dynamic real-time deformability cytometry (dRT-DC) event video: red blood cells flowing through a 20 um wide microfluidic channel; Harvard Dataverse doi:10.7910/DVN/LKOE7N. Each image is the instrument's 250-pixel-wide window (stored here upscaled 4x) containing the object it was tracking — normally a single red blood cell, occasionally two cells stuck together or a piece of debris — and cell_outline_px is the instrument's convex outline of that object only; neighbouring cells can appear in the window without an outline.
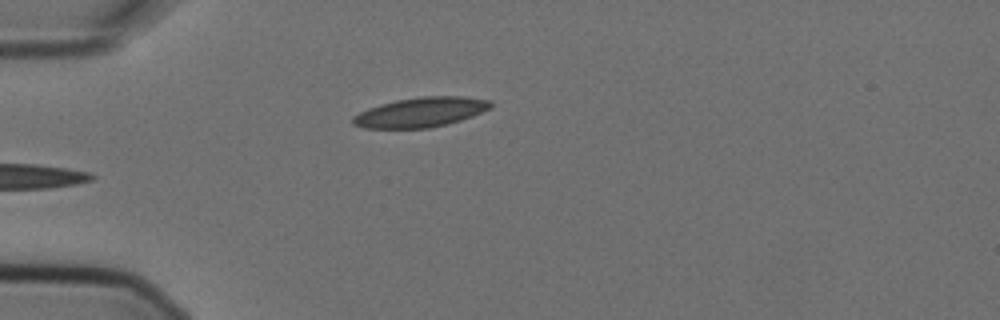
{"species": "Egyptian fruit bat (a non-hibernating species)", "species_latin": "Rousettus aegyptiacus", "temperature_condition": "cold", "stored_images_in_passage": 5, "camera_frame_rate_fps": 3000, "um_per_image_px": 0.085, "animal": {"sex": "female"}, "frame": {"image": 1, "passage_image": 5, "time_ms": 1.333, "image_size_px": [1000, 320], "cell_outline_px": [[492, 108], [472, 116], [448, 124], [428, 128], [364, 128], [352, 124], [352, 116], [368, 108], [380, 104], [396, 100], [420, 96], [460, 96], [492, 100]], "centroid_in_image_um": [35.77, 9.53], "position_along_channel_um": 49.2, "area_um2": 23.99}}